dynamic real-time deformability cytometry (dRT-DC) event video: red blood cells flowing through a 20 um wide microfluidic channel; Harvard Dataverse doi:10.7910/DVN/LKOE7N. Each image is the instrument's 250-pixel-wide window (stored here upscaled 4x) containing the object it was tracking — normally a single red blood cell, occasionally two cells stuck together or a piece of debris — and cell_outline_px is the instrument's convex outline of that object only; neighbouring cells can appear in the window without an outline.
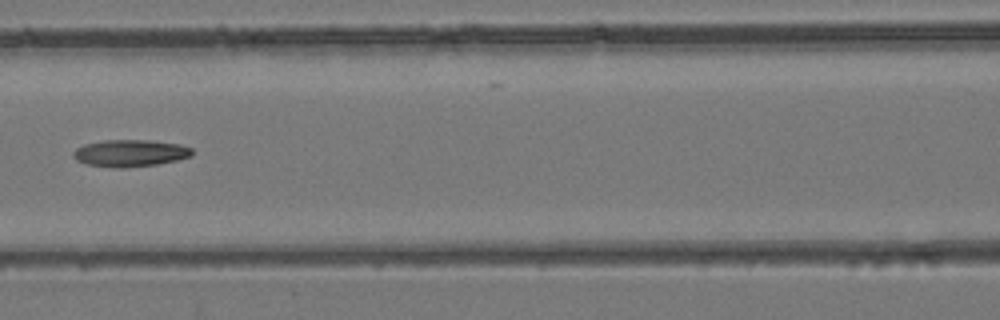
{"species": "common noctule bat (a hibernating species)", "species_latin": "Nyctalus noctula", "temperature_condition": "room temperature", "stored_images_in_passage": 25, "camera_frame_rate_fps": 3000, "um_per_image_px": 0.085, "animal": {"sex": "female", "body_mass_g": 24.6, "forearm_length_mm": 56.2}, "frame": {"image": 1, "passage_image": 20, "time_ms": 6.333, "image_size_px": [1000, 320], "cell_outline_px": [[192, 156], [176, 160], [156, 164], [124, 168], [116, 168], [88, 164], [76, 160], [72, 156], [72, 152], [76, 148], [84, 144], [104, 140], [148, 140], [180, 144], [192, 148]], "centroid_in_image_um": [11.04, 13.01], "position_along_channel_um": 155.6, "area_um2": 18.67}}
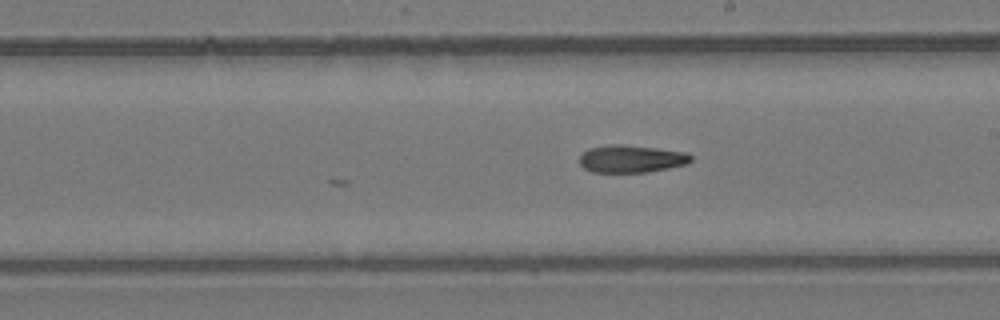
{"frame": {"image": 2, "passage_image": 25, "time_ms": 8.0, "image_size_px": [1000, 320], "cell_outline_px": [[692, 160], [688, 164], [648, 172], [592, 172], [584, 168], [580, 164], [580, 156], [588, 148], [612, 144], [620, 144], [656, 148], [688, 152], [692, 156]], "centroid_in_image_um": [53.68, 13.5], "position_along_channel_um": 235.3, "area_um2": 17.92}}